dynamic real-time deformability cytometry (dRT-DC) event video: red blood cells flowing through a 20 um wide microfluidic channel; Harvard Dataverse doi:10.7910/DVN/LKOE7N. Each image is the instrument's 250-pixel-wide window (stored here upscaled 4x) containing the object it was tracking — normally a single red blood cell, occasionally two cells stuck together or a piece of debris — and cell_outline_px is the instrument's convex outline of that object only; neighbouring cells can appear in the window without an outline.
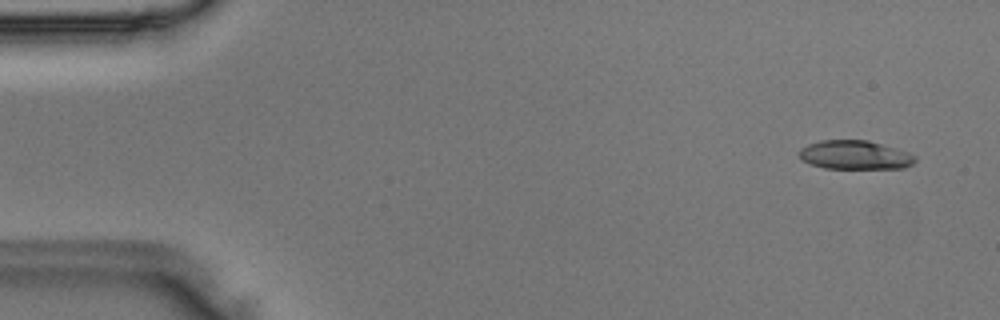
{"species": "Egyptian fruit bat (a non-hibernating species)", "species_latin": "Rousettus aegyptiacus", "temperature_condition": "room temperature", "stored_images_in_passage": 48, "camera_frame_rate_fps": 3000, "um_per_image_px": 0.085, "animal": {"sex": "male"}, "frame": {"image": 1, "passage_image": 3, "time_ms": 0.667, "image_size_px": [1000, 320], "cell_outline_px": [[916, 160], [912, 164], [904, 168], [824, 168], [812, 164], [804, 160], [800, 156], [800, 148], [808, 144], [820, 140], [868, 140], [908, 152], [916, 156]], "centroid_in_image_um": [72.69, 13.16], "position_along_channel_um": 12.3, "area_um2": 19.31}}
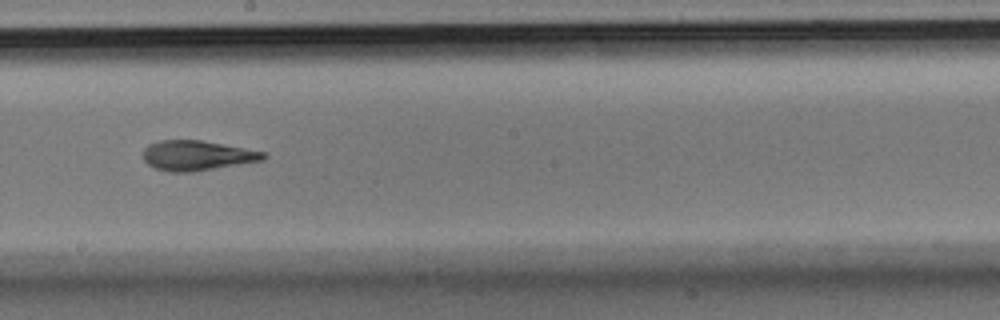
{"frame": {"image": 2, "passage_image": 27, "time_ms": 8.667, "image_size_px": [1000, 320], "cell_outline_px": [[268, 156], [264, 160], [192, 172], [168, 172], [156, 168], [148, 164], [144, 160], [144, 148], [148, 144], [160, 140], [200, 140], [244, 148], [264, 152]], "centroid_in_image_um": [16.73, 13.22], "position_along_channel_um": 231.5, "area_um2": 20.87}}
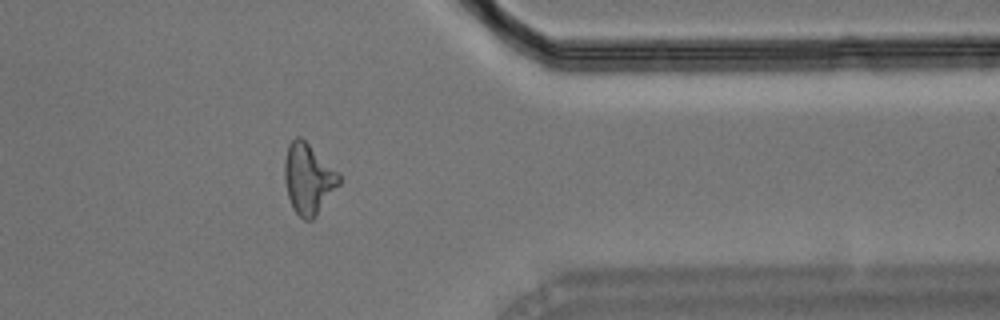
{"frame": {"image": 3, "passage_image": 39, "time_ms": 12.667, "image_size_px": [1000, 320], "cell_outline_px": [[340, 184], [316, 216], [312, 220], [304, 220], [292, 208], [288, 196], [284, 180], [284, 160], [288, 144], [296, 136], [300, 136], [340, 176]], "centroid_in_image_um": [26.17, 15.22], "position_along_channel_um": 385.2, "area_um2": 22.02}}